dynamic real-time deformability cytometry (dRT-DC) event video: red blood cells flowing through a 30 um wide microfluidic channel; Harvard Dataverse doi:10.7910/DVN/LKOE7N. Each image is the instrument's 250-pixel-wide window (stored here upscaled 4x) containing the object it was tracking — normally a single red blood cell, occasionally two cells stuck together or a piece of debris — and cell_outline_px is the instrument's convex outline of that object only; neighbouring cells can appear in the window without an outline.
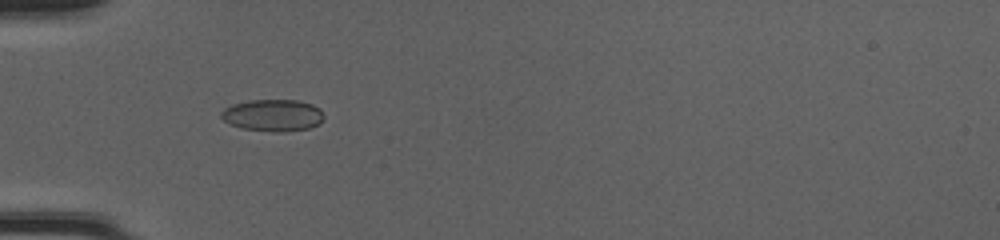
{"species": "common noctule bat (a hibernating species)", "species_latin": "Nyctalus noctula", "temperature_condition": "cold", "stored_images_in_passage": 50, "camera_frame_rate_fps": 3000, "um_per_image_px": 0.085, "animal": {"sex": "female", "body_mass_g": 20.0, "forearm_length_mm": 54.0}, "frame": {"image": 1, "passage_image": 18, "time_ms": 5.667, "image_size_px": [1000, 240], "cell_outline_px": [[324, 120], [320, 124], [308, 128], [284, 132], [272, 132], [240, 128], [228, 124], [220, 116], [220, 112], [224, 108], [232, 104], [248, 100], [300, 100], [312, 104], [320, 108], [324, 116]], "centroid_in_image_um": [23.19, 9.8], "position_along_channel_um": 61.8, "area_um2": 19.48}}
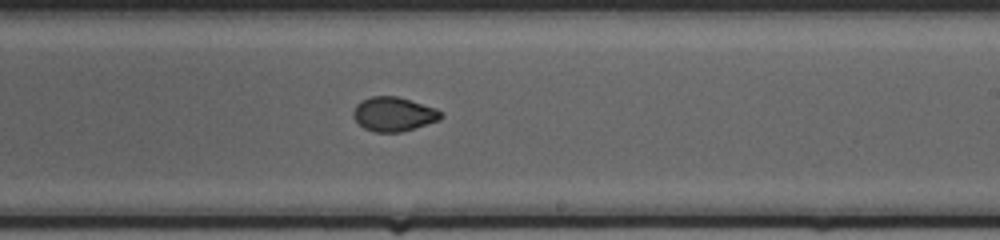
{"frame": {"image": 2, "passage_image": 32, "time_ms": 10.333, "image_size_px": [1000, 240], "cell_outline_px": [[444, 116], [440, 120], [400, 132], [376, 132], [364, 128], [352, 116], [352, 112], [356, 104], [360, 100], [372, 96], [396, 96], [436, 108], [444, 112]], "centroid_in_image_um": [33.46, 9.69], "position_along_channel_um": 255.5, "area_um2": 17.51}}
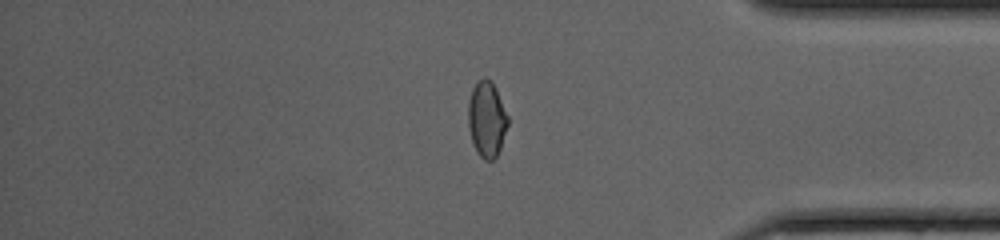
{"frame": {"image": 3, "passage_image": 43, "time_ms": 14.0, "image_size_px": [1000, 240], "cell_outline_px": [[508, 124], [500, 148], [496, 156], [492, 160], [484, 160], [476, 152], [472, 144], [468, 128], [468, 100], [472, 88], [484, 76], [496, 88], [508, 116]], "centroid_in_image_um": [41.35, 10.16], "position_along_channel_um": 393.8, "area_um2": 17.51}, "authors_computed_cell_mechanics": {"area_um2": 18.0047, "velocity_mm_per_s": 4.2632, "shape_relaxation_time_tau1_ms": null, "shape_relaxation_time_tau2_ms": 1.0976, "deformation_change_tau1": null, "deformation_change_tau2": 0.0417}}